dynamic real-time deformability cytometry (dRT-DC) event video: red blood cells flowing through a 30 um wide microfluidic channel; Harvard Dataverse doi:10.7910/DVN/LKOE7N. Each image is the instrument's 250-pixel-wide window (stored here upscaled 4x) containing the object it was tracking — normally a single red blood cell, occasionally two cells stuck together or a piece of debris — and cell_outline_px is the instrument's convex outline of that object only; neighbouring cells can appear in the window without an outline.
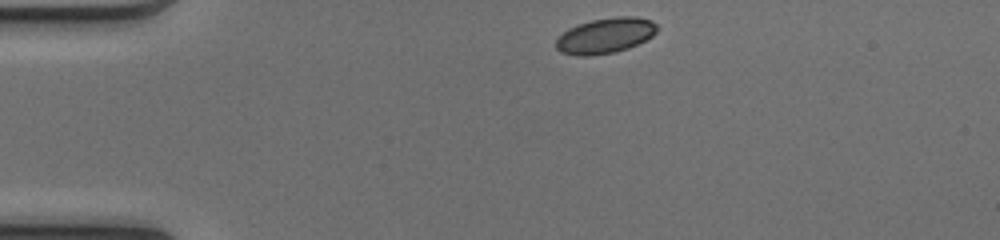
{"species": "common noctule bat (a hibernating species)", "species_latin": "Nyctalus noctula", "temperature_condition": "cold", "stored_images_in_passage": 41, "camera_frame_rate_fps": 3000, "um_per_image_px": 0.085, "animal": {"sex": "female", "body_mass_g": 17.0, "forearm_length_mm": 48.0}, "frame": {"image": 1, "passage_image": 1, "time_ms": 0.0, "image_size_px": [1000, 240], "cell_outline_px": [[660, 28], [652, 36], [628, 48], [616, 52], [588, 56], [576, 56], [560, 52], [556, 48], [556, 40], [568, 28], [592, 20], [616, 16], [636, 16], [652, 20]], "centroid_in_image_um": [51.47, 3.02], "position_along_channel_um": 33.5, "area_um2": 20.92}}
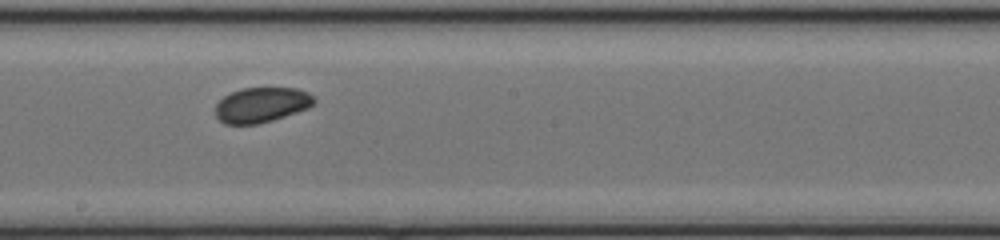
{"frame": {"image": 2, "passage_image": 19, "time_ms": 6.0, "image_size_px": [1000, 240], "cell_outline_px": [[316, 100], [308, 108], [260, 124], [224, 124], [216, 116], [216, 104], [224, 96], [232, 92], [244, 88], [296, 88], [308, 92]], "centroid_in_image_um": [22.22, 8.92], "position_along_channel_um": 226.0, "area_um2": 20.0}}
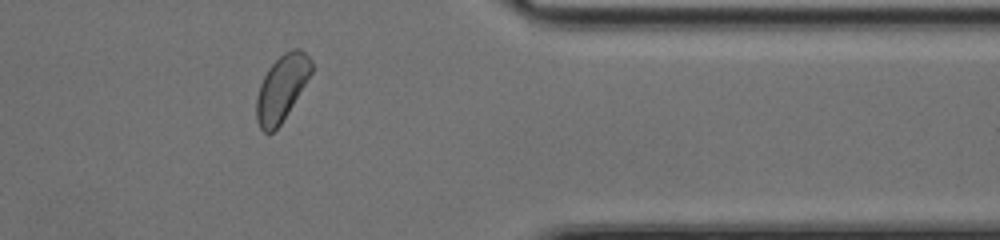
{"frame": {"image": 3, "passage_image": 32, "time_ms": 10.333, "image_size_px": [1000, 240], "cell_outline_px": [[312, 72], [288, 112], [280, 124], [272, 132], [264, 132], [260, 128], [256, 120], [256, 96], [260, 84], [268, 68], [284, 52], [292, 48], [300, 48], [312, 60]], "centroid_in_image_um": [23.93, 7.46], "position_along_channel_um": 387.5, "area_um2": 20.87}, "authors_computed_cell_mechanics": {"area_um2": 20.7502, "velocity_mm_per_s": 4.0836, "shape_relaxation_time_tau1_ms": 3.6377, "shape_relaxation_time_tau2_ms": null, "deformation_change_tau1": 0.0633, "deformation_change_tau2": null}}